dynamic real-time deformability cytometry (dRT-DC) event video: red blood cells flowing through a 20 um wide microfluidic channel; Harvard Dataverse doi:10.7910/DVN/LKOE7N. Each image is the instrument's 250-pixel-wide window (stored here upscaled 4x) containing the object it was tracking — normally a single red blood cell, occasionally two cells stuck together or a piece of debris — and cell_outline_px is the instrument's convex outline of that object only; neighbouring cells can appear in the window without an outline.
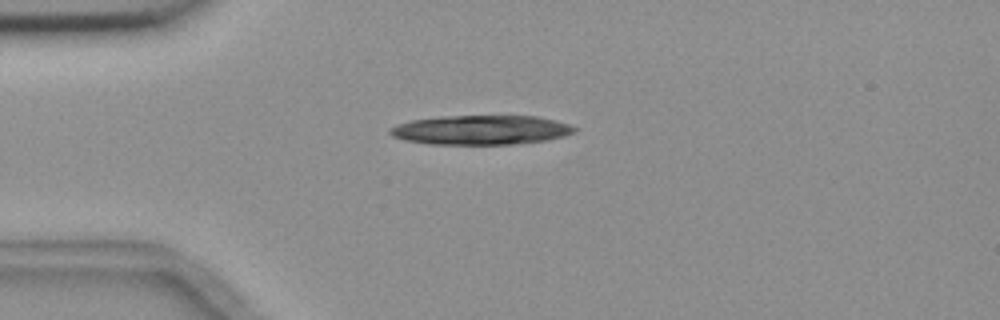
{"species": "common noctule bat (a hibernating species)", "species_latin": "Nyctalus noctula", "temperature_condition": "room temperature", "stored_images_in_passage": 1, "camera_frame_rate_fps": 3000, "um_per_image_px": 0.085, "animal": {"sex": "female", "body_mass_g": 18.4}, "frame": {"image": 1, "passage_image": 1, "time_ms": 0.0, "image_size_px": [1000, 320], "cell_outline_px": [[580, 128], [576, 132], [564, 136], [544, 140], [512, 144], [428, 144], [404, 140], [392, 136], [388, 132], [388, 128], [396, 124], [412, 120], [440, 116], [536, 116], [556, 120]], "centroid_in_image_um": [40.86, 11.04], "position_along_channel_um": 44.1, "area_um2": 31.73}}